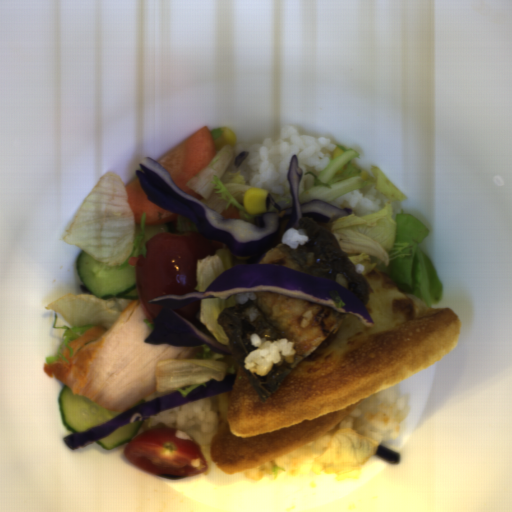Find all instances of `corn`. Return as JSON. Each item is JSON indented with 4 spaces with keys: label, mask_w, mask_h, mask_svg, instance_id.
<instances>
[{
    "label": "corn",
    "mask_w": 512,
    "mask_h": 512,
    "mask_svg": "<svg viewBox=\"0 0 512 512\" xmlns=\"http://www.w3.org/2000/svg\"><path fill=\"white\" fill-rule=\"evenodd\" d=\"M268 190L249 187L242 195V207L249 215H258L268 212Z\"/></svg>",
    "instance_id": "obj_1"
},
{
    "label": "corn",
    "mask_w": 512,
    "mask_h": 512,
    "mask_svg": "<svg viewBox=\"0 0 512 512\" xmlns=\"http://www.w3.org/2000/svg\"><path fill=\"white\" fill-rule=\"evenodd\" d=\"M222 134L217 139H213L215 150H220L224 145L234 146L237 142V135L229 128L220 127Z\"/></svg>",
    "instance_id": "obj_2"
}]
</instances>
